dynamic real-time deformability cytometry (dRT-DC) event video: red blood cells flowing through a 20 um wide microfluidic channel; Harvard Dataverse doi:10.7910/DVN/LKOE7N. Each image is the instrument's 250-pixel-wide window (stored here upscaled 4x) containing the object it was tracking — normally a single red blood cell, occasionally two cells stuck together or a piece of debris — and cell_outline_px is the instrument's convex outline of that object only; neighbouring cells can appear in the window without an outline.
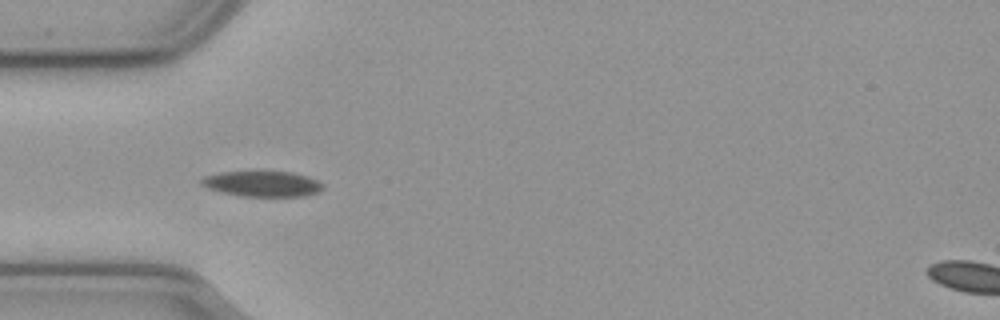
{"species": "common noctule bat (a hibernating species)", "species_latin": "Nyctalus noctula", "temperature_condition": "cold", "stored_images_in_passage": 20, "camera_frame_rate_fps": 3000, "um_per_image_px": 0.085, "animal": {"sex": "male", "body_mass_g": 23.1, "forearm_length_mm": 52.7}, "frame": {"image": 1, "passage_image": 4, "time_ms": 1.0, "image_size_px": [1000, 320], "cell_outline_px": [[324, 188], [320, 192], [304, 196], [240, 196], [208, 188], [200, 184], [200, 180], [204, 176], [220, 172], [292, 172], [308, 176], [324, 184]], "centroid_in_image_um": [22.33, 15.63], "position_along_channel_um": 62.7, "area_um2": 18.03}}